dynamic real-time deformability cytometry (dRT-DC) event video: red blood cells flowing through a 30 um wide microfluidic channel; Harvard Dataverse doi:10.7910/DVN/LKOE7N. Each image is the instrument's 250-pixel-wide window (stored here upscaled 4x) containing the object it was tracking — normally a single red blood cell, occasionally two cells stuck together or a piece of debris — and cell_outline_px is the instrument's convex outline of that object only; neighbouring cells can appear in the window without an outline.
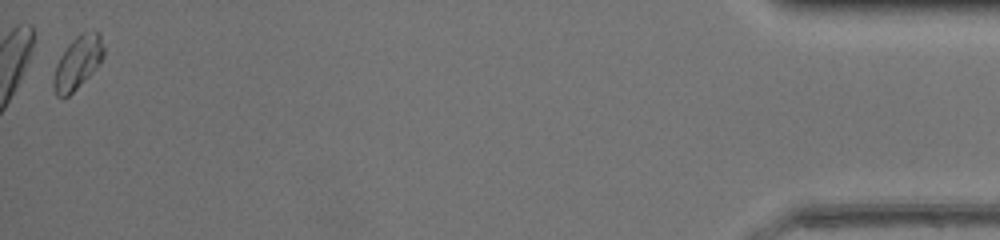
{"species": "common noctule bat (a hibernating species)", "species_latin": "Nyctalus noctula", "temperature_condition": "warm", "stored_images_in_passage": 32, "camera_frame_rate_fps": 3000, "um_per_image_px": 0.085, "animal": {"sex": "female", "body_mass_g": 17.0, "forearm_length_mm": 48.0}, "frame": {"image": 1, "passage_image": 32, "time_ms": 10.333, "image_size_px": [1000, 240], "cell_outline_px": [[104, 56], [100, 64], [68, 96], [56, 96], [52, 84], [52, 80], [56, 64], [60, 56], [68, 44], [80, 32], [100, 32], [104, 48]], "centroid_in_image_um": [6.6, 5.3], "position_along_channel_um": 428.6, "area_um2": 15.37}, "authors_computed_cell_mechanics": {"area_um2": 14.9413, "velocity_mm_per_s": 4.3364, "shape_relaxation_time_tau1_ms": 1.8125, "shape_relaxation_time_tau2_ms": null, "deformation_change_tau1": 0.1015, "deformation_change_tau2": null}}